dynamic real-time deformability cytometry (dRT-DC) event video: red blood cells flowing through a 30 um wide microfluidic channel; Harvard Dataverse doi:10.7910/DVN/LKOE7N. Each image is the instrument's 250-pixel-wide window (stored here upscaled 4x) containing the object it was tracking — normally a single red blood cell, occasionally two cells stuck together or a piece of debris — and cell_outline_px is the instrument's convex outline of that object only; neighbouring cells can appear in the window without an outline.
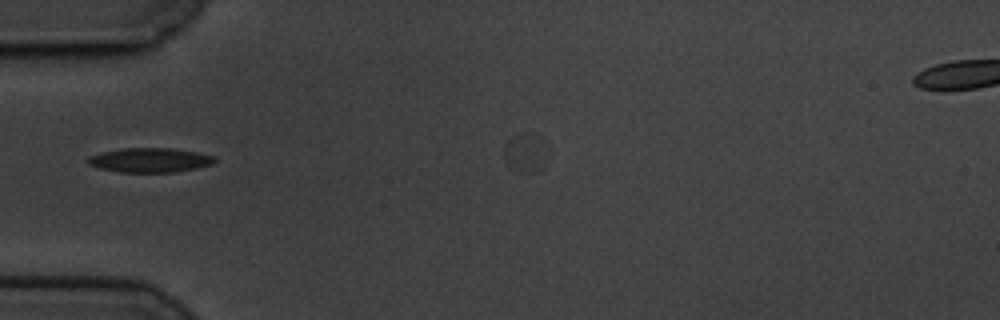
{"species": "common noctule bat (a hibernating species)", "species_latin": "Nyctalus noctula", "temperature_condition": "cold", "stored_images_in_passage": 15, "camera_frame_rate_fps": 3000, "um_per_image_px": 0.085, "animal": {"sex": "male", "body_mass_g": 19.5, "forearm_length_mm": 54.6}, "frame": {"image": 1, "passage_image": 1, "time_ms": 0.0, "image_size_px": [1000, 320], "cell_outline_px": [[216, 160], [212, 164], [196, 168], [172, 172], [120, 172], [100, 168], [88, 164], [88, 156], [100, 152], [120, 148], [172, 148], [196, 152], [216, 156]], "centroid_in_image_um": [12.73, 13.6], "position_along_channel_um": 72.3, "area_um2": 18.03}}
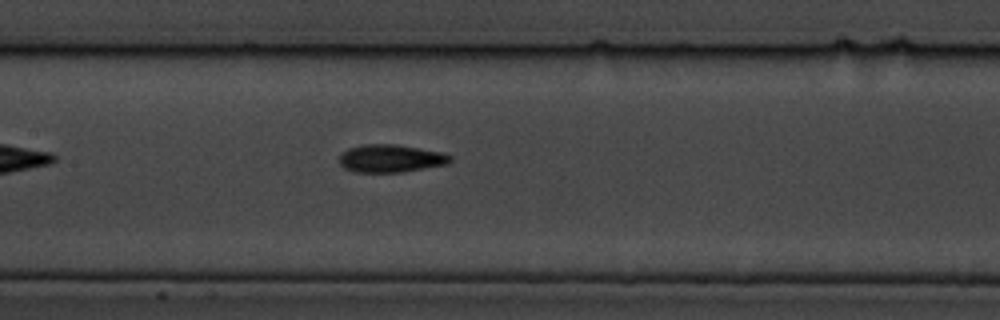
{"frame": {"image": 2, "passage_image": 10, "time_ms": 3.0, "image_size_px": [1000, 320], "cell_outline_px": [[452, 160], [448, 164], [404, 172], [356, 172], [344, 168], [340, 164], [340, 152], [348, 148], [368, 144], [396, 144], [440, 152], [452, 156]], "centroid_in_image_um": [33.2, 13.47], "position_along_channel_um": 174.2, "area_um2": 17.98}}
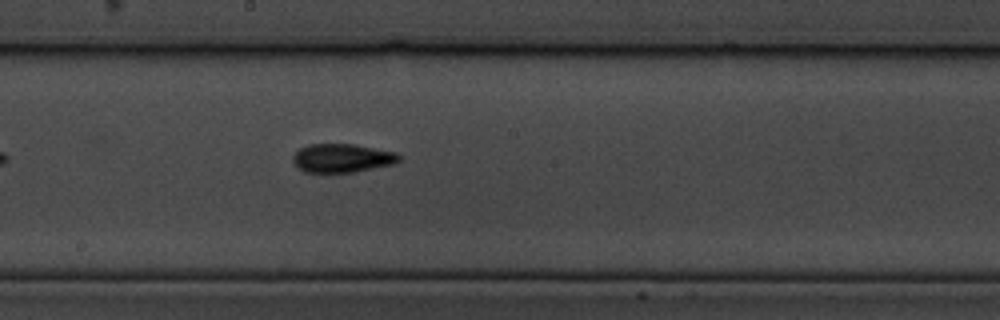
{"frame": {"image": 3, "passage_image": 14, "time_ms": 4.333, "image_size_px": [1000, 320], "cell_outline_px": [[400, 160], [396, 164], [352, 172], [304, 172], [296, 168], [292, 160], [292, 156], [300, 148], [308, 144], [352, 144], [396, 152], [400, 156]], "centroid_in_image_um": [29.06, 13.44], "position_along_channel_um": 219.1, "area_um2": 17.8}}